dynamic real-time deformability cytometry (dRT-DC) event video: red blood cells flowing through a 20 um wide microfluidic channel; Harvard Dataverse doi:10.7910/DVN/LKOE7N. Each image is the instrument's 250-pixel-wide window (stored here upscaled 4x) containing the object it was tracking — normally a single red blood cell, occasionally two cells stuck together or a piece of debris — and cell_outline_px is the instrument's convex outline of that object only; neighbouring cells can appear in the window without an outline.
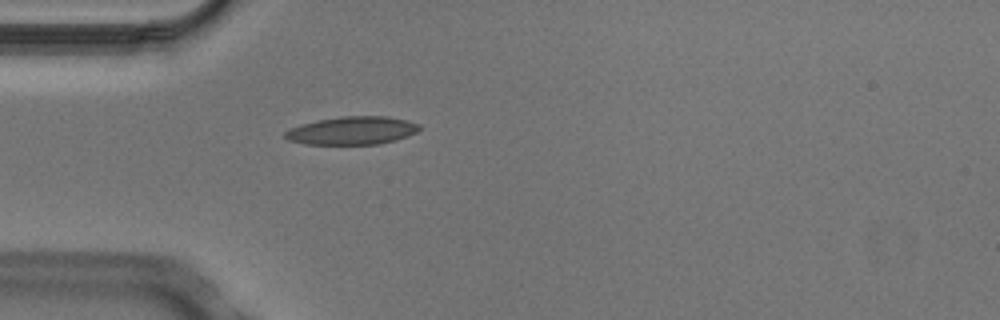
{"species": "Egyptian fruit bat (a non-hibernating species)", "species_latin": "Rousettus aegyptiacus", "temperature_condition": "cold", "stored_images_in_passage": 2, "camera_frame_rate_fps": 3000, "um_per_image_px": 0.085, "animal": {"sex": "male"}, "frame": {"image": 1, "passage_image": 2, "time_ms": 0.333, "image_size_px": [1000, 320], "cell_outline_px": [[420, 128], [416, 132], [408, 136], [396, 140], [380, 144], [304, 144], [288, 140], [284, 136], [284, 132], [288, 128], [316, 120], [340, 116], [388, 116], [408, 120], [420, 124]], "centroid_in_image_um": [29.93, 11.09], "position_along_channel_um": 55.1, "area_um2": 22.2}}